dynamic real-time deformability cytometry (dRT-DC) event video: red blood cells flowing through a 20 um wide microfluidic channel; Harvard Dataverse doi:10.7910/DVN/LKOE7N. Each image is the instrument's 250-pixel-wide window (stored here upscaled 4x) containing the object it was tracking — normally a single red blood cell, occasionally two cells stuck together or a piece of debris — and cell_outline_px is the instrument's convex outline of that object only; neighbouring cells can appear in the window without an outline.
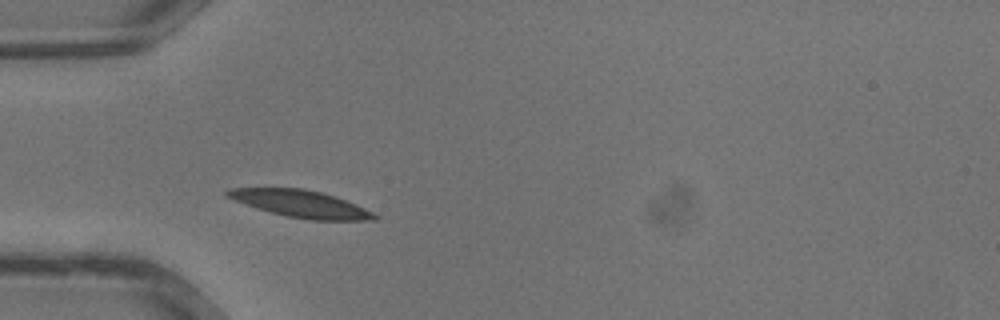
{"species": "common noctule bat (a hibernating species)", "species_latin": "Nyctalus noctula", "temperature_condition": "warm", "stored_images_in_passage": 26, "camera_frame_rate_fps": 3000, "um_per_image_px": 0.085, "animal": {"sex": "male", "body_mass_g": 13.3}, "frame": {"image": 1, "passage_image": 3, "time_ms": 0.667, "image_size_px": [1000, 320], "cell_outline_px": [[380, 216], [376, 220], [308, 220], [288, 216], [272, 212], [224, 196], [224, 192], [228, 188], [304, 188], [320, 192], [344, 200], [364, 208]], "centroid_in_image_um": [25.58, 17.32], "position_along_channel_um": 59.4, "area_um2": 22.72}}
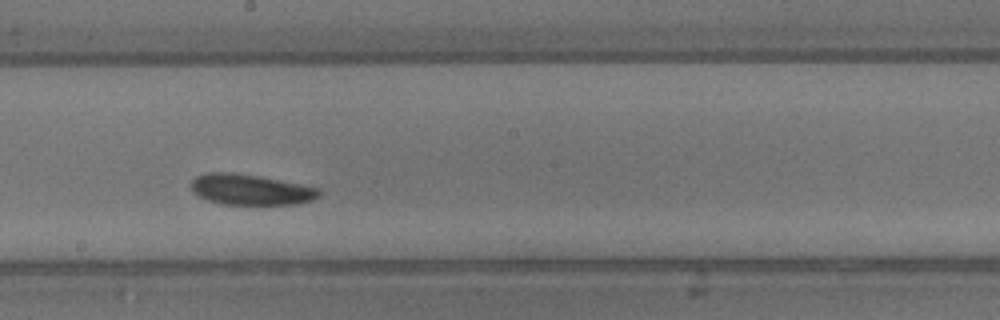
{"frame": {"image": 2, "passage_image": 12, "time_ms": 3.667, "image_size_px": [1000, 320], "cell_outline_px": [[320, 196], [312, 200], [296, 204], [220, 204], [208, 200], [192, 192], [192, 180], [196, 176], [208, 172], [236, 172], [320, 188]], "centroid_in_image_um": [21.29, 16.11], "position_along_channel_um": 226.9, "area_um2": 22.72}}
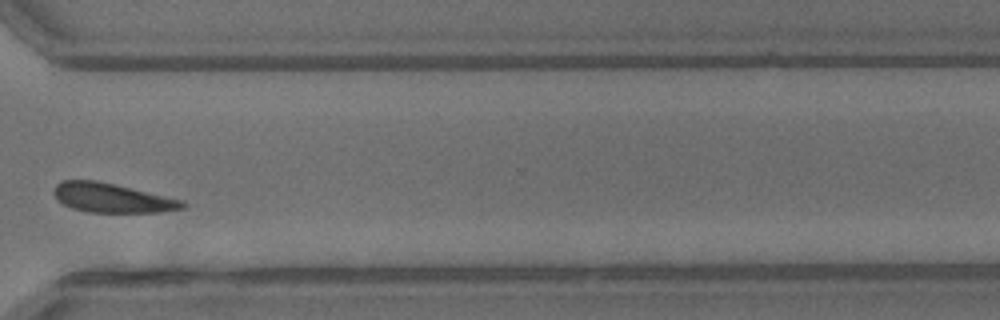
{"frame": {"image": 3, "passage_image": 19, "time_ms": 6.0, "image_size_px": [1000, 320], "cell_outline_px": [[188, 204], [184, 208], [160, 212], [88, 212], [72, 208], [56, 200], [52, 192], [56, 184], [60, 180], [96, 180], [116, 184], [184, 200]], "centroid_in_image_um": [9.52, 16.81], "position_along_channel_um": 361.1, "area_um2": 22.2}}